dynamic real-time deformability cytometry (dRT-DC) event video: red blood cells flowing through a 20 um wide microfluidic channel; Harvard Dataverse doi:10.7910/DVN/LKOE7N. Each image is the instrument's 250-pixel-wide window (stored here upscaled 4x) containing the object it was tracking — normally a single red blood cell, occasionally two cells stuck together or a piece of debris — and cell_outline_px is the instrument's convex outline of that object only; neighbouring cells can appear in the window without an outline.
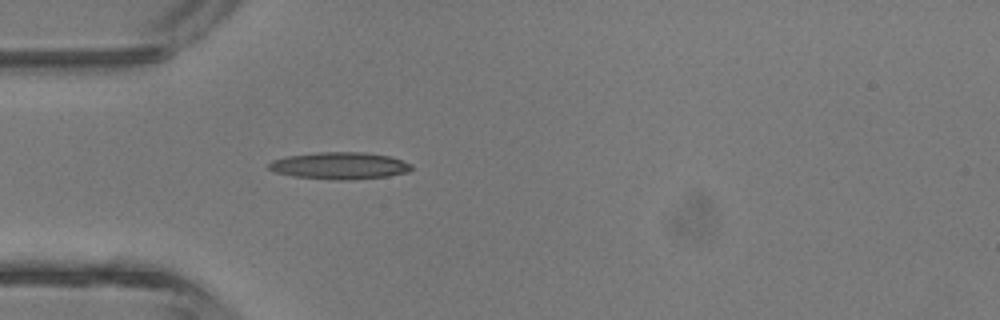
{"species": "common noctule bat (a hibernating species)", "species_latin": "Nyctalus noctula", "temperature_condition": "room temperature", "stored_images_in_passage": 3, "camera_frame_rate_fps": 3000, "um_per_image_px": 0.085, "animal": {"sex": "male", "body_mass_g": 13.3}, "frame": {"image": 1, "passage_image": 3, "time_ms": 3.333, "image_size_px": [1000, 320], "cell_outline_px": [[412, 168], [408, 172], [388, 176], [348, 180], [336, 180], [292, 176], [276, 172], [268, 168], [268, 164], [272, 160], [288, 156], [316, 152], [364, 152], [392, 156], [412, 164]], "centroid_in_image_um": [28.89, 14.08], "position_along_channel_um": 56.1, "area_um2": 22.54}}